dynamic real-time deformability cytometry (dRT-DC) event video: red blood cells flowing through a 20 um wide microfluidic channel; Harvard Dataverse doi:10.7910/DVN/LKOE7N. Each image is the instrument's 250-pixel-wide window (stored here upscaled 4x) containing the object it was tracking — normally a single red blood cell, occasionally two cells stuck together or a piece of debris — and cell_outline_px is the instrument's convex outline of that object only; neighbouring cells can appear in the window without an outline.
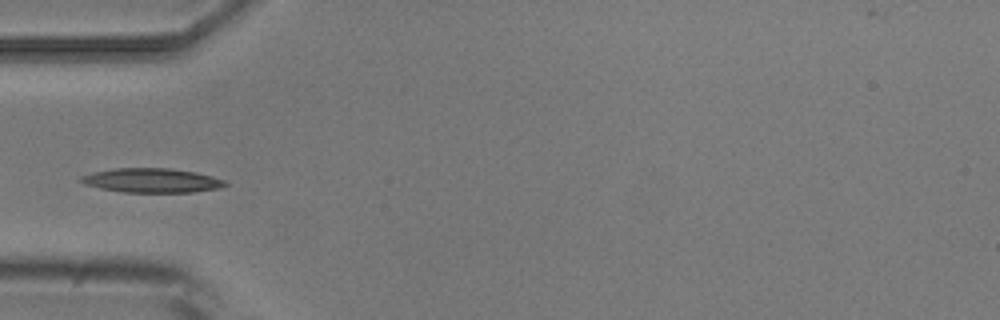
{"species": "common noctule bat (a hibernating species)", "species_latin": "Nyctalus noctula", "temperature_condition": "room temperature", "stored_images_in_passage": 4, "camera_frame_rate_fps": 3000, "um_per_image_px": 0.085, "animal": {"sex": "male", "body_mass_g": 20.5, "forearm_length_mm": 52.5}, "frame": {"image": 1, "passage_image": 4, "time_ms": 3.333, "image_size_px": [1000, 320], "cell_outline_px": [[228, 184], [216, 188], [192, 192], [124, 192], [100, 188], [84, 184], [80, 180], [80, 176], [92, 172], [116, 168], [168, 168], [196, 172], [212, 176], [224, 180]], "centroid_in_image_um": [12.87, 15.33], "position_along_channel_um": 72.1, "area_um2": 20.23}}